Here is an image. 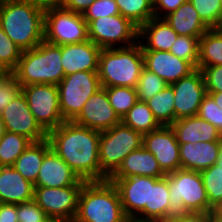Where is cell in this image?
I'll list each match as a JSON object with an SVG mask.
<instances>
[{
    "instance_id": "obj_1",
    "label": "cell",
    "mask_w": 222,
    "mask_h": 222,
    "mask_svg": "<svg viewBox=\"0 0 222 222\" xmlns=\"http://www.w3.org/2000/svg\"><path fill=\"white\" fill-rule=\"evenodd\" d=\"M51 149L86 182L100 181V132L64 121L47 133Z\"/></svg>"
},
{
    "instance_id": "obj_2",
    "label": "cell",
    "mask_w": 222,
    "mask_h": 222,
    "mask_svg": "<svg viewBox=\"0 0 222 222\" xmlns=\"http://www.w3.org/2000/svg\"><path fill=\"white\" fill-rule=\"evenodd\" d=\"M44 13L28 0L0 1V26L22 50H30L44 41Z\"/></svg>"
},
{
    "instance_id": "obj_3",
    "label": "cell",
    "mask_w": 222,
    "mask_h": 222,
    "mask_svg": "<svg viewBox=\"0 0 222 222\" xmlns=\"http://www.w3.org/2000/svg\"><path fill=\"white\" fill-rule=\"evenodd\" d=\"M62 45L42 41L33 49L22 51L17 67L11 72L22 86L58 85L64 78Z\"/></svg>"
},
{
    "instance_id": "obj_4",
    "label": "cell",
    "mask_w": 222,
    "mask_h": 222,
    "mask_svg": "<svg viewBox=\"0 0 222 222\" xmlns=\"http://www.w3.org/2000/svg\"><path fill=\"white\" fill-rule=\"evenodd\" d=\"M120 195L109 180L85 182L73 222H124Z\"/></svg>"
},
{
    "instance_id": "obj_5",
    "label": "cell",
    "mask_w": 222,
    "mask_h": 222,
    "mask_svg": "<svg viewBox=\"0 0 222 222\" xmlns=\"http://www.w3.org/2000/svg\"><path fill=\"white\" fill-rule=\"evenodd\" d=\"M143 68L144 57L138 41L126 47L102 49L97 73L101 87L135 88Z\"/></svg>"
},
{
    "instance_id": "obj_6",
    "label": "cell",
    "mask_w": 222,
    "mask_h": 222,
    "mask_svg": "<svg viewBox=\"0 0 222 222\" xmlns=\"http://www.w3.org/2000/svg\"><path fill=\"white\" fill-rule=\"evenodd\" d=\"M171 219L187 212H209V201L200 172L178 169L167 174Z\"/></svg>"
},
{
    "instance_id": "obj_7",
    "label": "cell",
    "mask_w": 222,
    "mask_h": 222,
    "mask_svg": "<svg viewBox=\"0 0 222 222\" xmlns=\"http://www.w3.org/2000/svg\"><path fill=\"white\" fill-rule=\"evenodd\" d=\"M143 135L122 122L100 132L99 163L100 181L108 178L119 168L123 159L142 146Z\"/></svg>"
},
{
    "instance_id": "obj_8",
    "label": "cell",
    "mask_w": 222,
    "mask_h": 222,
    "mask_svg": "<svg viewBox=\"0 0 222 222\" xmlns=\"http://www.w3.org/2000/svg\"><path fill=\"white\" fill-rule=\"evenodd\" d=\"M57 87L61 115L64 121H73L101 84L97 72L78 71L64 76Z\"/></svg>"
},
{
    "instance_id": "obj_9",
    "label": "cell",
    "mask_w": 222,
    "mask_h": 222,
    "mask_svg": "<svg viewBox=\"0 0 222 222\" xmlns=\"http://www.w3.org/2000/svg\"><path fill=\"white\" fill-rule=\"evenodd\" d=\"M88 40V24L83 14L63 7L45 11L44 41L61 46Z\"/></svg>"
},
{
    "instance_id": "obj_10",
    "label": "cell",
    "mask_w": 222,
    "mask_h": 222,
    "mask_svg": "<svg viewBox=\"0 0 222 222\" xmlns=\"http://www.w3.org/2000/svg\"><path fill=\"white\" fill-rule=\"evenodd\" d=\"M138 34L139 28L121 14L99 17L88 24L89 40L101 49L133 45L139 40Z\"/></svg>"
},
{
    "instance_id": "obj_11",
    "label": "cell",
    "mask_w": 222,
    "mask_h": 222,
    "mask_svg": "<svg viewBox=\"0 0 222 222\" xmlns=\"http://www.w3.org/2000/svg\"><path fill=\"white\" fill-rule=\"evenodd\" d=\"M29 109L36 122L46 132L56 129L64 122L59 107V91L57 85L32 84L22 86Z\"/></svg>"
},
{
    "instance_id": "obj_12",
    "label": "cell",
    "mask_w": 222,
    "mask_h": 222,
    "mask_svg": "<svg viewBox=\"0 0 222 222\" xmlns=\"http://www.w3.org/2000/svg\"><path fill=\"white\" fill-rule=\"evenodd\" d=\"M82 186L34 187V201L48 217L74 221Z\"/></svg>"
},
{
    "instance_id": "obj_13",
    "label": "cell",
    "mask_w": 222,
    "mask_h": 222,
    "mask_svg": "<svg viewBox=\"0 0 222 222\" xmlns=\"http://www.w3.org/2000/svg\"><path fill=\"white\" fill-rule=\"evenodd\" d=\"M142 145L155 156L165 175L181 169L179 143L171 126H160L143 134Z\"/></svg>"
},
{
    "instance_id": "obj_14",
    "label": "cell",
    "mask_w": 222,
    "mask_h": 222,
    "mask_svg": "<svg viewBox=\"0 0 222 222\" xmlns=\"http://www.w3.org/2000/svg\"><path fill=\"white\" fill-rule=\"evenodd\" d=\"M0 115L6 131L22 135L31 142H39L47 138V133L36 122L22 92L0 112Z\"/></svg>"
},
{
    "instance_id": "obj_15",
    "label": "cell",
    "mask_w": 222,
    "mask_h": 222,
    "mask_svg": "<svg viewBox=\"0 0 222 222\" xmlns=\"http://www.w3.org/2000/svg\"><path fill=\"white\" fill-rule=\"evenodd\" d=\"M170 85L174 90L175 121L198 115L200 104L207 94L201 70L195 69Z\"/></svg>"
},
{
    "instance_id": "obj_16",
    "label": "cell",
    "mask_w": 222,
    "mask_h": 222,
    "mask_svg": "<svg viewBox=\"0 0 222 222\" xmlns=\"http://www.w3.org/2000/svg\"><path fill=\"white\" fill-rule=\"evenodd\" d=\"M73 122L102 132L119 124L121 119L110 105L105 87H101L89 97Z\"/></svg>"
},
{
    "instance_id": "obj_17",
    "label": "cell",
    "mask_w": 222,
    "mask_h": 222,
    "mask_svg": "<svg viewBox=\"0 0 222 222\" xmlns=\"http://www.w3.org/2000/svg\"><path fill=\"white\" fill-rule=\"evenodd\" d=\"M118 189L126 217H136L149 206L150 177L108 178Z\"/></svg>"
},
{
    "instance_id": "obj_18",
    "label": "cell",
    "mask_w": 222,
    "mask_h": 222,
    "mask_svg": "<svg viewBox=\"0 0 222 222\" xmlns=\"http://www.w3.org/2000/svg\"><path fill=\"white\" fill-rule=\"evenodd\" d=\"M144 67L157 74L168 85L188 76L195 68L170 51L142 50Z\"/></svg>"
},
{
    "instance_id": "obj_19",
    "label": "cell",
    "mask_w": 222,
    "mask_h": 222,
    "mask_svg": "<svg viewBox=\"0 0 222 222\" xmlns=\"http://www.w3.org/2000/svg\"><path fill=\"white\" fill-rule=\"evenodd\" d=\"M85 182L50 149L44 155L34 187L83 186Z\"/></svg>"
},
{
    "instance_id": "obj_20",
    "label": "cell",
    "mask_w": 222,
    "mask_h": 222,
    "mask_svg": "<svg viewBox=\"0 0 222 222\" xmlns=\"http://www.w3.org/2000/svg\"><path fill=\"white\" fill-rule=\"evenodd\" d=\"M101 48L91 40L62 45V66L64 75L78 72H98Z\"/></svg>"
},
{
    "instance_id": "obj_21",
    "label": "cell",
    "mask_w": 222,
    "mask_h": 222,
    "mask_svg": "<svg viewBox=\"0 0 222 222\" xmlns=\"http://www.w3.org/2000/svg\"><path fill=\"white\" fill-rule=\"evenodd\" d=\"M222 141L179 144L181 169L202 171L216 164Z\"/></svg>"
},
{
    "instance_id": "obj_22",
    "label": "cell",
    "mask_w": 222,
    "mask_h": 222,
    "mask_svg": "<svg viewBox=\"0 0 222 222\" xmlns=\"http://www.w3.org/2000/svg\"><path fill=\"white\" fill-rule=\"evenodd\" d=\"M171 127L175 132L179 144L222 141L221 132L210 122L200 118L198 115L178 119Z\"/></svg>"
},
{
    "instance_id": "obj_23",
    "label": "cell",
    "mask_w": 222,
    "mask_h": 222,
    "mask_svg": "<svg viewBox=\"0 0 222 222\" xmlns=\"http://www.w3.org/2000/svg\"><path fill=\"white\" fill-rule=\"evenodd\" d=\"M132 176L161 178L165 174L160 169L155 156L142 145L139 149L130 152L109 178Z\"/></svg>"
},
{
    "instance_id": "obj_24",
    "label": "cell",
    "mask_w": 222,
    "mask_h": 222,
    "mask_svg": "<svg viewBox=\"0 0 222 222\" xmlns=\"http://www.w3.org/2000/svg\"><path fill=\"white\" fill-rule=\"evenodd\" d=\"M34 199V184L26 180L13 166H0L1 203L20 204Z\"/></svg>"
},
{
    "instance_id": "obj_25",
    "label": "cell",
    "mask_w": 222,
    "mask_h": 222,
    "mask_svg": "<svg viewBox=\"0 0 222 222\" xmlns=\"http://www.w3.org/2000/svg\"><path fill=\"white\" fill-rule=\"evenodd\" d=\"M170 191L167 174L161 178L150 177L149 206L136 216L140 219L157 222H170Z\"/></svg>"
},
{
    "instance_id": "obj_26",
    "label": "cell",
    "mask_w": 222,
    "mask_h": 222,
    "mask_svg": "<svg viewBox=\"0 0 222 222\" xmlns=\"http://www.w3.org/2000/svg\"><path fill=\"white\" fill-rule=\"evenodd\" d=\"M177 37L164 18L153 17L139 28L138 41L142 50L170 51Z\"/></svg>"
},
{
    "instance_id": "obj_27",
    "label": "cell",
    "mask_w": 222,
    "mask_h": 222,
    "mask_svg": "<svg viewBox=\"0 0 222 222\" xmlns=\"http://www.w3.org/2000/svg\"><path fill=\"white\" fill-rule=\"evenodd\" d=\"M166 22L178 35L200 37L210 29L200 18L199 14L186 0L178 9L164 17Z\"/></svg>"
},
{
    "instance_id": "obj_28",
    "label": "cell",
    "mask_w": 222,
    "mask_h": 222,
    "mask_svg": "<svg viewBox=\"0 0 222 222\" xmlns=\"http://www.w3.org/2000/svg\"><path fill=\"white\" fill-rule=\"evenodd\" d=\"M51 149L48 139L31 142L12 165L26 180L35 184L44 155Z\"/></svg>"
},
{
    "instance_id": "obj_29",
    "label": "cell",
    "mask_w": 222,
    "mask_h": 222,
    "mask_svg": "<svg viewBox=\"0 0 222 222\" xmlns=\"http://www.w3.org/2000/svg\"><path fill=\"white\" fill-rule=\"evenodd\" d=\"M222 65V28L208 29L199 39L197 69Z\"/></svg>"
},
{
    "instance_id": "obj_30",
    "label": "cell",
    "mask_w": 222,
    "mask_h": 222,
    "mask_svg": "<svg viewBox=\"0 0 222 222\" xmlns=\"http://www.w3.org/2000/svg\"><path fill=\"white\" fill-rule=\"evenodd\" d=\"M146 103L161 126H171L175 122L174 90L171 85L167 84Z\"/></svg>"
},
{
    "instance_id": "obj_31",
    "label": "cell",
    "mask_w": 222,
    "mask_h": 222,
    "mask_svg": "<svg viewBox=\"0 0 222 222\" xmlns=\"http://www.w3.org/2000/svg\"><path fill=\"white\" fill-rule=\"evenodd\" d=\"M121 122L142 135L161 126L155 119L153 112L149 109L147 103L139 100H137V102L122 117Z\"/></svg>"
},
{
    "instance_id": "obj_32",
    "label": "cell",
    "mask_w": 222,
    "mask_h": 222,
    "mask_svg": "<svg viewBox=\"0 0 222 222\" xmlns=\"http://www.w3.org/2000/svg\"><path fill=\"white\" fill-rule=\"evenodd\" d=\"M120 14L140 28L155 17L153 0H115Z\"/></svg>"
},
{
    "instance_id": "obj_33",
    "label": "cell",
    "mask_w": 222,
    "mask_h": 222,
    "mask_svg": "<svg viewBox=\"0 0 222 222\" xmlns=\"http://www.w3.org/2000/svg\"><path fill=\"white\" fill-rule=\"evenodd\" d=\"M31 141L17 133L5 131L0 138V166H12Z\"/></svg>"
},
{
    "instance_id": "obj_34",
    "label": "cell",
    "mask_w": 222,
    "mask_h": 222,
    "mask_svg": "<svg viewBox=\"0 0 222 222\" xmlns=\"http://www.w3.org/2000/svg\"><path fill=\"white\" fill-rule=\"evenodd\" d=\"M106 93L115 113L120 119L129 111V109L137 102V92L135 88L117 86L105 87Z\"/></svg>"
},
{
    "instance_id": "obj_35",
    "label": "cell",
    "mask_w": 222,
    "mask_h": 222,
    "mask_svg": "<svg viewBox=\"0 0 222 222\" xmlns=\"http://www.w3.org/2000/svg\"><path fill=\"white\" fill-rule=\"evenodd\" d=\"M206 195L209 201V212L222 201V168L217 164L200 171Z\"/></svg>"
},
{
    "instance_id": "obj_36",
    "label": "cell",
    "mask_w": 222,
    "mask_h": 222,
    "mask_svg": "<svg viewBox=\"0 0 222 222\" xmlns=\"http://www.w3.org/2000/svg\"><path fill=\"white\" fill-rule=\"evenodd\" d=\"M201 20L211 28H222V0H189Z\"/></svg>"
},
{
    "instance_id": "obj_37",
    "label": "cell",
    "mask_w": 222,
    "mask_h": 222,
    "mask_svg": "<svg viewBox=\"0 0 222 222\" xmlns=\"http://www.w3.org/2000/svg\"><path fill=\"white\" fill-rule=\"evenodd\" d=\"M170 52L185 61H188L197 69L199 59V38L178 35L171 45Z\"/></svg>"
},
{
    "instance_id": "obj_38",
    "label": "cell",
    "mask_w": 222,
    "mask_h": 222,
    "mask_svg": "<svg viewBox=\"0 0 222 222\" xmlns=\"http://www.w3.org/2000/svg\"><path fill=\"white\" fill-rule=\"evenodd\" d=\"M166 85L167 83L161 77L144 67L135 87L138 100L146 102L162 91Z\"/></svg>"
},
{
    "instance_id": "obj_39",
    "label": "cell",
    "mask_w": 222,
    "mask_h": 222,
    "mask_svg": "<svg viewBox=\"0 0 222 222\" xmlns=\"http://www.w3.org/2000/svg\"><path fill=\"white\" fill-rule=\"evenodd\" d=\"M22 50L5 34L0 26V64L13 71L21 58Z\"/></svg>"
},
{
    "instance_id": "obj_40",
    "label": "cell",
    "mask_w": 222,
    "mask_h": 222,
    "mask_svg": "<svg viewBox=\"0 0 222 222\" xmlns=\"http://www.w3.org/2000/svg\"><path fill=\"white\" fill-rule=\"evenodd\" d=\"M198 116L214 125L222 134V108L210 94H206L200 104Z\"/></svg>"
},
{
    "instance_id": "obj_41",
    "label": "cell",
    "mask_w": 222,
    "mask_h": 222,
    "mask_svg": "<svg viewBox=\"0 0 222 222\" xmlns=\"http://www.w3.org/2000/svg\"><path fill=\"white\" fill-rule=\"evenodd\" d=\"M120 14L115 0H95L83 13L84 19L89 24L99 17H107Z\"/></svg>"
},
{
    "instance_id": "obj_42",
    "label": "cell",
    "mask_w": 222,
    "mask_h": 222,
    "mask_svg": "<svg viewBox=\"0 0 222 222\" xmlns=\"http://www.w3.org/2000/svg\"><path fill=\"white\" fill-rule=\"evenodd\" d=\"M18 222H44L48 216L34 201L17 204Z\"/></svg>"
},
{
    "instance_id": "obj_43",
    "label": "cell",
    "mask_w": 222,
    "mask_h": 222,
    "mask_svg": "<svg viewBox=\"0 0 222 222\" xmlns=\"http://www.w3.org/2000/svg\"><path fill=\"white\" fill-rule=\"evenodd\" d=\"M21 85L11 74L0 84V112L21 92Z\"/></svg>"
},
{
    "instance_id": "obj_44",
    "label": "cell",
    "mask_w": 222,
    "mask_h": 222,
    "mask_svg": "<svg viewBox=\"0 0 222 222\" xmlns=\"http://www.w3.org/2000/svg\"><path fill=\"white\" fill-rule=\"evenodd\" d=\"M207 92H222V65L201 69Z\"/></svg>"
},
{
    "instance_id": "obj_45",
    "label": "cell",
    "mask_w": 222,
    "mask_h": 222,
    "mask_svg": "<svg viewBox=\"0 0 222 222\" xmlns=\"http://www.w3.org/2000/svg\"><path fill=\"white\" fill-rule=\"evenodd\" d=\"M185 1L186 0H153L154 15L157 18H164L166 15L178 9Z\"/></svg>"
},
{
    "instance_id": "obj_46",
    "label": "cell",
    "mask_w": 222,
    "mask_h": 222,
    "mask_svg": "<svg viewBox=\"0 0 222 222\" xmlns=\"http://www.w3.org/2000/svg\"><path fill=\"white\" fill-rule=\"evenodd\" d=\"M170 222H212L211 212H187L175 215Z\"/></svg>"
},
{
    "instance_id": "obj_47",
    "label": "cell",
    "mask_w": 222,
    "mask_h": 222,
    "mask_svg": "<svg viewBox=\"0 0 222 222\" xmlns=\"http://www.w3.org/2000/svg\"><path fill=\"white\" fill-rule=\"evenodd\" d=\"M0 222H18L17 204L1 203Z\"/></svg>"
},
{
    "instance_id": "obj_48",
    "label": "cell",
    "mask_w": 222,
    "mask_h": 222,
    "mask_svg": "<svg viewBox=\"0 0 222 222\" xmlns=\"http://www.w3.org/2000/svg\"><path fill=\"white\" fill-rule=\"evenodd\" d=\"M95 0H65L63 8L83 14Z\"/></svg>"
},
{
    "instance_id": "obj_49",
    "label": "cell",
    "mask_w": 222,
    "mask_h": 222,
    "mask_svg": "<svg viewBox=\"0 0 222 222\" xmlns=\"http://www.w3.org/2000/svg\"><path fill=\"white\" fill-rule=\"evenodd\" d=\"M36 7L46 11L52 8H62L65 0H28Z\"/></svg>"
},
{
    "instance_id": "obj_50",
    "label": "cell",
    "mask_w": 222,
    "mask_h": 222,
    "mask_svg": "<svg viewBox=\"0 0 222 222\" xmlns=\"http://www.w3.org/2000/svg\"><path fill=\"white\" fill-rule=\"evenodd\" d=\"M11 71H9L5 66L0 64V84L6 80L11 75Z\"/></svg>"
},
{
    "instance_id": "obj_51",
    "label": "cell",
    "mask_w": 222,
    "mask_h": 222,
    "mask_svg": "<svg viewBox=\"0 0 222 222\" xmlns=\"http://www.w3.org/2000/svg\"><path fill=\"white\" fill-rule=\"evenodd\" d=\"M211 217L222 218V201L212 208Z\"/></svg>"
},
{
    "instance_id": "obj_52",
    "label": "cell",
    "mask_w": 222,
    "mask_h": 222,
    "mask_svg": "<svg viewBox=\"0 0 222 222\" xmlns=\"http://www.w3.org/2000/svg\"><path fill=\"white\" fill-rule=\"evenodd\" d=\"M208 94H210L214 101L216 102V104L222 108V92H207Z\"/></svg>"
},
{
    "instance_id": "obj_53",
    "label": "cell",
    "mask_w": 222,
    "mask_h": 222,
    "mask_svg": "<svg viewBox=\"0 0 222 222\" xmlns=\"http://www.w3.org/2000/svg\"><path fill=\"white\" fill-rule=\"evenodd\" d=\"M124 222H157V221L140 219L137 217H126Z\"/></svg>"
},
{
    "instance_id": "obj_54",
    "label": "cell",
    "mask_w": 222,
    "mask_h": 222,
    "mask_svg": "<svg viewBox=\"0 0 222 222\" xmlns=\"http://www.w3.org/2000/svg\"><path fill=\"white\" fill-rule=\"evenodd\" d=\"M44 222H72L64 218H53V217H48Z\"/></svg>"
},
{
    "instance_id": "obj_55",
    "label": "cell",
    "mask_w": 222,
    "mask_h": 222,
    "mask_svg": "<svg viewBox=\"0 0 222 222\" xmlns=\"http://www.w3.org/2000/svg\"><path fill=\"white\" fill-rule=\"evenodd\" d=\"M5 126H4V122L2 120V117L0 115V138L4 135L5 133Z\"/></svg>"
},
{
    "instance_id": "obj_56",
    "label": "cell",
    "mask_w": 222,
    "mask_h": 222,
    "mask_svg": "<svg viewBox=\"0 0 222 222\" xmlns=\"http://www.w3.org/2000/svg\"><path fill=\"white\" fill-rule=\"evenodd\" d=\"M216 164L222 168V146L220 148L219 157H218Z\"/></svg>"
},
{
    "instance_id": "obj_57",
    "label": "cell",
    "mask_w": 222,
    "mask_h": 222,
    "mask_svg": "<svg viewBox=\"0 0 222 222\" xmlns=\"http://www.w3.org/2000/svg\"><path fill=\"white\" fill-rule=\"evenodd\" d=\"M212 222H222V218L212 217Z\"/></svg>"
}]
</instances>
